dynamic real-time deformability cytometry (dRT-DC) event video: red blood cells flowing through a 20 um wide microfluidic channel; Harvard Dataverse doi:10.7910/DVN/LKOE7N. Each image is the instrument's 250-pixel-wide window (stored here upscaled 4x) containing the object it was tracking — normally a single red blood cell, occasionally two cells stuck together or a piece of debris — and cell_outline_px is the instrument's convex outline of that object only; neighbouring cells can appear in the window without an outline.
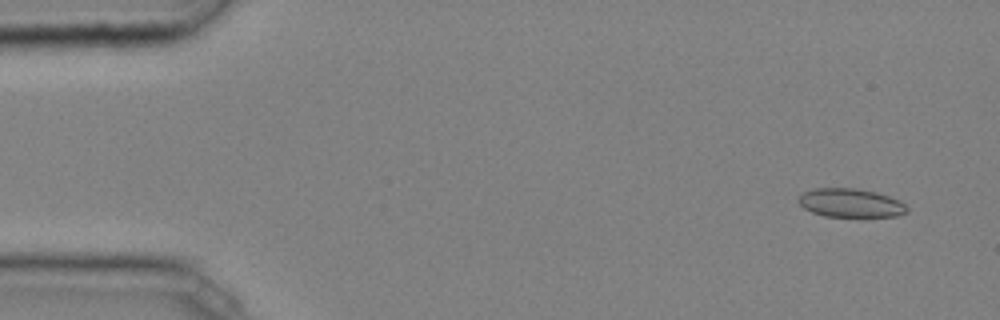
{"species": "common noctule bat (a hibernating species)", "species_latin": "Nyctalus noctula", "temperature_condition": "cold", "stored_images_in_passage": 47, "camera_frame_rate_fps": 3000, "um_per_image_px": 0.085, "animal": {"sex": "male", "body_mass_g": 20.4}, "frame": {"image": 1, "passage_image": 3, "time_ms": 0.667, "image_size_px": [1000, 320], "cell_outline_px": [[908, 212], [896, 216], [824, 216], [812, 212], [804, 208], [796, 200], [800, 192], [812, 188], [856, 188], [876, 192], [900, 200], [908, 208]], "centroid_in_image_um": [72.25, 17.23], "position_along_channel_um": 12.7, "area_um2": 18.26}}
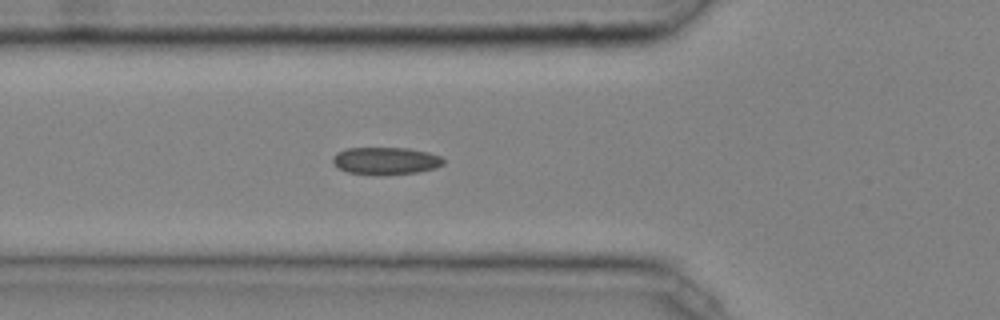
{"frame": {"image": 2, "passage_image": 17, "time_ms": 5.333, "image_size_px": [1000, 320], "cell_outline_px": [[444, 164], [436, 168], [416, 172], [380, 176], [376, 176], [348, 172], [340, 168], [332, 160], [332, 156], [336, 152], [348, 148], [408, 148], [428, 152], [440, 156], [444, 160]], "centroid_in_image_um": [32.79, 13.68], "position_along_channel_um": 93.0, "area_um2": 17.8}}
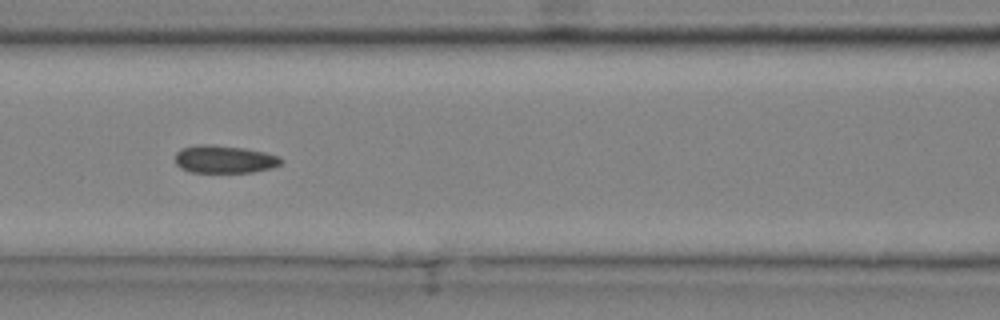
{"frame": {"image": 3, "passage_image": 21, "time_ms": 6.667, "image_size_px": [1000, 320], "cell_outline_px": [[284, 160], [280, 164], [272, 168], [252, 172], [188, 172], [180, 168], [176, 164], [176, 152], [180, 148], [200, 144], [216, 144], [244, 148], [264, 152], [280, 156]], "centroid_in_image_um": [19.06, 13.53], "position_along_channel_um": 147.5, "area_um2": 17.34}, "authors_computed_cell_mechanics": {"area_um2": 17.1088, "velocity_mm_per_s": 4.0661, "shape_relaxation_time_tau1_ms": null, "shape_relaxation_time_tau2_ms": 1.7785, "deformation_change_tau1": null, "deformation_change_tau2": 0.0632}}